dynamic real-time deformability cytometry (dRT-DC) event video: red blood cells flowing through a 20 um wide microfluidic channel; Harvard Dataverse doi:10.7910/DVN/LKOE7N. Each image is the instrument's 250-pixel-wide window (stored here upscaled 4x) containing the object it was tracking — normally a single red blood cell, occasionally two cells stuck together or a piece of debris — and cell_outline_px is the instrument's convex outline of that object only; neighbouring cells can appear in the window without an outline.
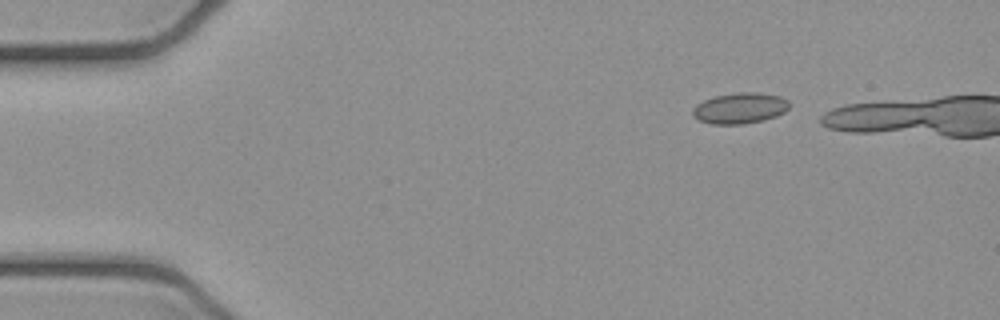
{"species": "common noctule bat (a hibernating species)", "species_latin": "Nyctalus noctula", "temperature_condition": "cold", "stored_images_in_passage": 5, "camera_frame_rate_fps": 3000, "um_per_image_px": 0.085, "animal": {"sex": "female", "body_mass_g": 21.9}, "frame": {"image": 1, "passage_image": 1, "time_ms": 0.0, "image_size_px": [1000, 320], "cell_outline_px": [[788, 108], [784, 112], [776, 116], [764, 120], [744, 124], [712, 124], [700, 120], [692, 116], [692, 108], [696, 104], [704, 100], [716, 96], [736, 92], [756, 92], [780, 96], [788, 100]], "centroid_in_image_um": [62.88, 9.19], "position_along_channel_um": 22.1, "area_um2": 17.4}}